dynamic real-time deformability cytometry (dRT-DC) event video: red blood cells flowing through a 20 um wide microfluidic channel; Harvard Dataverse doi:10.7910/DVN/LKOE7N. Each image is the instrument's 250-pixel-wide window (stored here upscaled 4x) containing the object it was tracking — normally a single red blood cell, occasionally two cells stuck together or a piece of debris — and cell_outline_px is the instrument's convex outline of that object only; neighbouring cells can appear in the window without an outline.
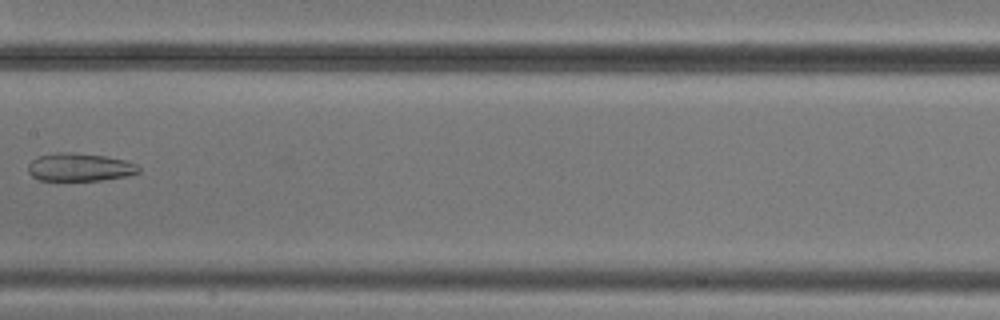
{"species": "common noctule bat (a hibernating species)", "species_latin": "Nyctalus noctula", "temperature_condition": "cold", "stored_images_in_passage": 9, "camera_frame_rate_fps": 3000, "um_per_image_px": 0.085, "animal": {"sex": "male", "body_mass_g": 20.5, "forearm_length_mm": 52.5}, "frame": {"image": 1, "passage_image": 8, "time_ms": 8.333, "image_size_px": [1000, 320], "cell_outline_px": [[140, 172], [128, 176], [100, 180], [40, 180], [32, 176], [28, 172], [28, 164], [32, 160], [40, 156], [56, 152], [72, 152], [104, 156], [124, 160], [136, 164], [140, 168]], "centroid_in_image_um": [6.77, 14.21], "position_along_channel_um": 200.6, "area_um2": 17.98}}